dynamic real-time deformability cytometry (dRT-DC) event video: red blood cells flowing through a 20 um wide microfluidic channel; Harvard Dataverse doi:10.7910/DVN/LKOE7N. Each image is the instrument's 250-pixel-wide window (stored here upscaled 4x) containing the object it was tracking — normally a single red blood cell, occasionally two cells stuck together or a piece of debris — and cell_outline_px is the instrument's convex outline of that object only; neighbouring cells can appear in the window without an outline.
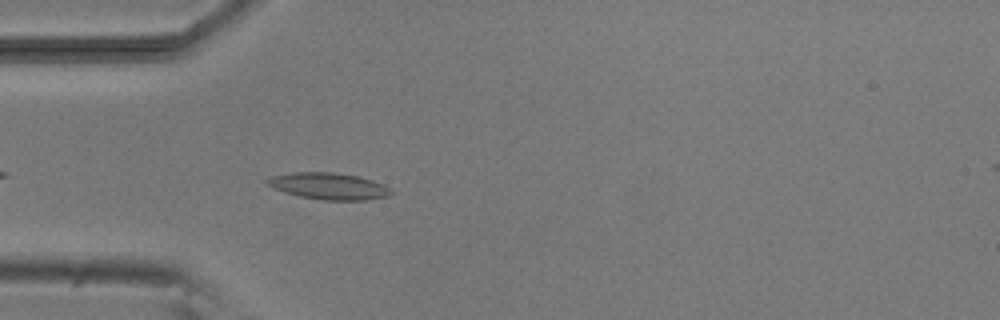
{"species": "common noctule bat (a hibernating species)", "species_latin": "Nyctalus noctula", "temperature_condition": "room temperature", "stored_images_in_passage": 4, "camera_frame_rate_fps": 3000, "um_per_image_px": 0.085, "animal": {"sex": "male", "body_mass_g": 20.5, "forearm_length_mm": 52.5}, "frame": {"image": 1, "passage_image": 4, "time_ms": 3.667, "image_size_px": [1000, 320], "cell_outline_px": [[392, 192], [388, 196], [368, 200], [324, 200], [300, 196], [284, 192], [268, 184], [264, 180], [272, 176], [292, 172], [332, 172], [356, 176], [372, 180], [384, 184]], "centroid_in_image_um": [27.95, 15.82], "position_along_channel_um": 57.1, "area_um2": 19.02}}